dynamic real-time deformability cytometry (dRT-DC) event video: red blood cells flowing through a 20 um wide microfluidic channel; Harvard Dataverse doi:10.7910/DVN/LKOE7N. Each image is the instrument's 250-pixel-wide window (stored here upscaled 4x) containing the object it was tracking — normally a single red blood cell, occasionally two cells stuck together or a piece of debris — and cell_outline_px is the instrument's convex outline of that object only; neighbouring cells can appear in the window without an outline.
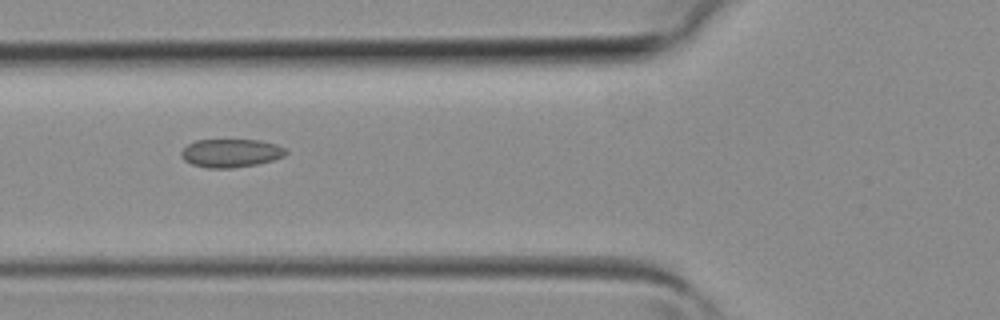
{"species": "common noctule bat (a hibernating species)", "species_latin": "Nyctalus noctula", "temperature_condition": "room temperature", "stored_images_in_passage": 2, "camera_frame_rate_fps": 3000, "um_per_image_px": 0.085, "animal": {"sex": "female", "body_mass_g": 19.3, "forearm_length_mm": 54.1}, "frame": {"image": 1, "passage_image": 2, "time_ms": 0.333, "image_size_px": [1000, 320], "cell_outline_px": [[288, 152], [284, 156], [272, 160], [256, 164], [232, 168], [208, 168], [192, 164], [184, 160], [180, 156], [180, 152], [188, 144], [196, 140], [260, 140], [276, 144], [284, 148]], "centroid_in_image_um": [19.61, 13.01], "position_along_channel_um": 106.2, "area_um2": 17.22}}